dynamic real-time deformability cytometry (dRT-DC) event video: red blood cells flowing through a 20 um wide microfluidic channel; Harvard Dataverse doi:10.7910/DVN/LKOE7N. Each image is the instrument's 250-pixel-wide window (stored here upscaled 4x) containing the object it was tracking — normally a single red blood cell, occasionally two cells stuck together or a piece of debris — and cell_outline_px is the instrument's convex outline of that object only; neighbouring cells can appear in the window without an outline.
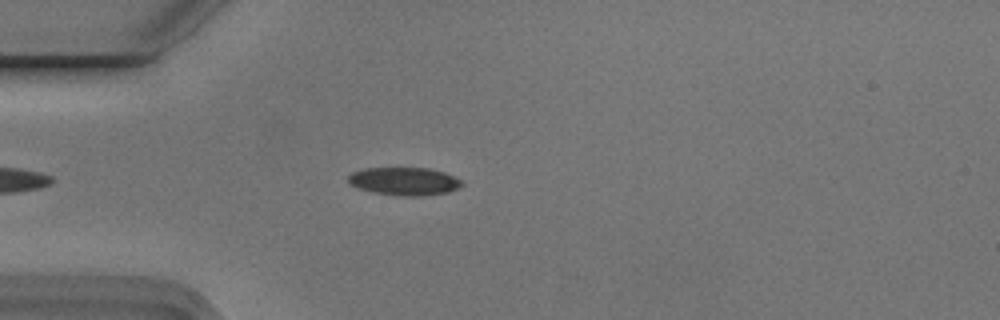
{"species": "Egyptian fruit bat (a non-hibernating species)", "species_latin": "Rousettus aegyptiacus", "temperature_condition": "cold", "stored_images_in_passage": 46, "camera_frame_rate_fps": 3000, "um_per_image_px": 0.085, "animal": {"sex": "male"}, "frame": {"image": 1, "passage_image": 7, "time_ms": 2.0, "image_size_px": [1000, 320], "cell_outline_px": [[464, 184], [460, 188], [448, 192], [420, 196], [396, 196], [372, 192], [356, 188], [348, 180], [348, 176], [352, 172], [364, 168], [428, 168], [444, 172], [460, 180]], "centroid_in_image_um": [34.36, 15.42], "position_along_channel_um": 50.6, "area_um2": 18.61}}
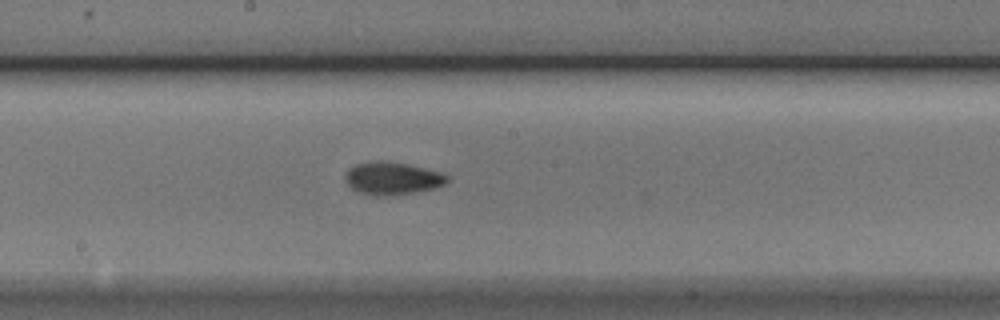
{"frame": {"image": 2, "passage_image": 21, "time_ms": 6.667, "image_size_px": [1000, 320], "cell_outline_px": [[448, 180], [444, 184], [436, 188], [416, 192], [392, 196], [376, 196], [360, 192], [352, 188], [344, 180], [344, 176], [348, 168], [356, 164], [368, 160], [388, 160], [408, 164], [440, 172], [448, 176]], "centroid_in_image_um": [33.31, 15.14], "position_along_channel_um": 214.9, "area_um2": 19.77}}
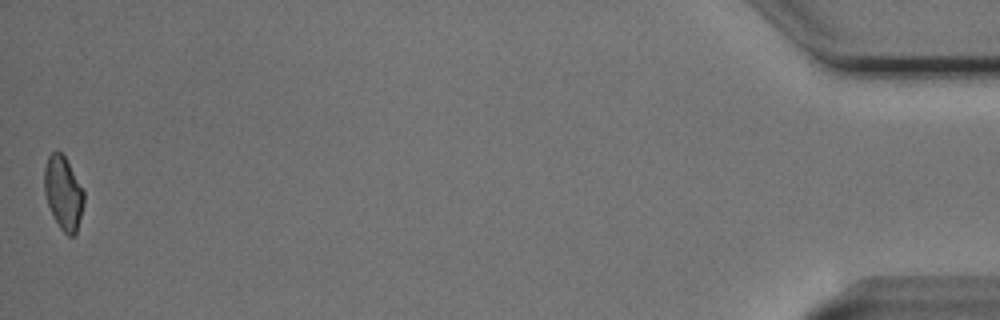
{"frame": {"image": 3, "passage_image": 46, "time_ms": 15.0, "image_size_px": [1000, 320], "cell_outline_px": [[84, 204], [76, 232], [72, 236], [68, 236], [60, 228], [48, 204], [44, 192], [44, 168], [48, 156], [52, 152], [60, 152], [64, 156], [84, 192]], "centroid_in_image_um": [5.37, 16.41], "position_along_channel_um": 429.8, "area_um2": 16.53}, "authors_computed_cell_mechanics": {"area_um2": 18.207, "velocity_mm_per_s": 3.7553, "shape_relaxation_time_tau1_ms": 2.8758, "shape_relaxation_time_tau2_ms": 3.0058, "deformation_change_tau1": 0.1279, "deformation_change_tau2": 0.0789}}